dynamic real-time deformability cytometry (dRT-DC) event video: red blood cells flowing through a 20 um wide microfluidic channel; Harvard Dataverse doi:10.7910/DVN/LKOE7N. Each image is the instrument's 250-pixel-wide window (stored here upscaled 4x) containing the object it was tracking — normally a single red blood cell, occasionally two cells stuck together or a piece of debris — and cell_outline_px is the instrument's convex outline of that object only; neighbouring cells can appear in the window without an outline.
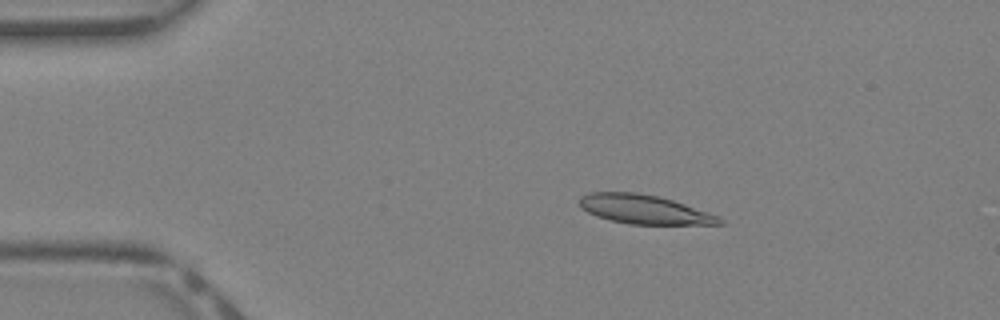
{"species": "Egyptian fruit bat (a non-hibernating species)", "species_latin": "Rousettus aegyptiacus", "temperature_condition": "warm", "stored_images_in_passage": 41, "camera_frame_rate_fps": 3000, "um_per_image_px": 0.085, "animal": {"sex": "female"}, "frame": {"image": 1, "passage_image": 8, "time_ms": 2.333, "image_size_px": [1000, 320], "cell_outline_px": [[724, 224], [628, 224], [596, 216], [580, 208], [580, 196], [592, 192], [636, 192], [656, 196], [672, 200], [720, 216], [724, 220]], "centroid_in_image_um": [54.76, 17.8], "position_along_channel_um": 30.2, "area_um2": 23.52}}
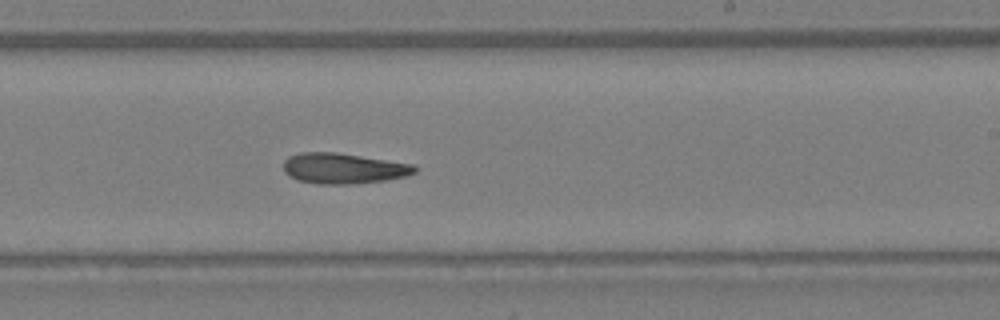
{"frame": {"image": 2, "passage_image": 25, "time_ms": 8.0, "image_size_px": [1000, 320], "cell_outline_px": [[416, 172], [404, 176], [384, 180], [356, 184], [320, 184], [296, 180], [288, 176], [284, 172], [284, 160], [288, 156], [300, 152], [336, 152], [412, 164], [416, 168]], "centroid_in_image_um": [29.12, 14.31], "position_along_channel_um": 259.9, "area_um2": 23.35}}
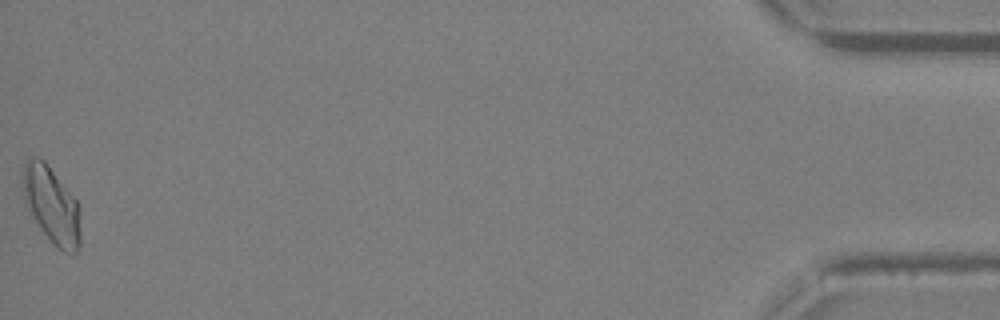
{"frame": {"image": 3, "passage_image": 41, "time_ms": 13.333, "image_size_px": [1000, 320], "cell_outline_px": [[80, 244], [76, 252], [72, 256], [64, 252], [44, 232], [28, 212], [24, 204], [24, 164], [32, 156], [36, 156], [44, 160], [80, 204]], "centroid_in_image_um": [4.42, 17.44], "position_along_channel_um": 430.8, "area_um2": 25.61}}